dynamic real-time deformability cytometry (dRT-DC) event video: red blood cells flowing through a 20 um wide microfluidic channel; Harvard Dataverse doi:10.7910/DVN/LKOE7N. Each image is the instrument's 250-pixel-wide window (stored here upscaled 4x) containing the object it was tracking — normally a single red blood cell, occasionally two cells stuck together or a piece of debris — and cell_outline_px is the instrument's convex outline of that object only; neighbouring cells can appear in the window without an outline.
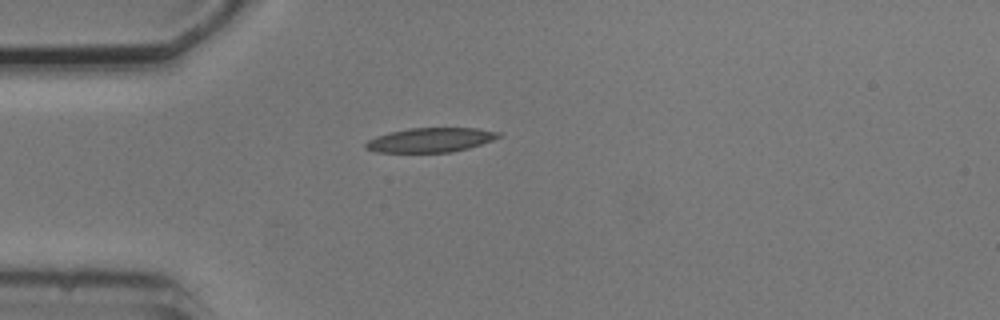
{"species": "common noctule bat (a hibernating species)", "species_latin": "Nyctalus noctula", "temperature_condition": "cold", "stored_images_in_passage": 1, "camera_frame_rate_fps": 3000, "um_per_image_px": 0.085, "animal": {"sex": "male", "body_mass_g": 20.5, "forearm_length_mm": 52.5}, "frame": {"image": 1, "passage_image": 1, "time_ms": 0.0, "image_size_px": [1000, 320], "cell_outline_px": [[504, 136], [468, 148], [452, 152], [376, 152], [364, 148], [364, 144], [368, 140], [376, 136], [408, 128], [476, 128], [504, 132]], "centroid_in_image_um": [36.63, 11.89], "position_along_channel_um": 48.4, "area_um2": 18.96}}